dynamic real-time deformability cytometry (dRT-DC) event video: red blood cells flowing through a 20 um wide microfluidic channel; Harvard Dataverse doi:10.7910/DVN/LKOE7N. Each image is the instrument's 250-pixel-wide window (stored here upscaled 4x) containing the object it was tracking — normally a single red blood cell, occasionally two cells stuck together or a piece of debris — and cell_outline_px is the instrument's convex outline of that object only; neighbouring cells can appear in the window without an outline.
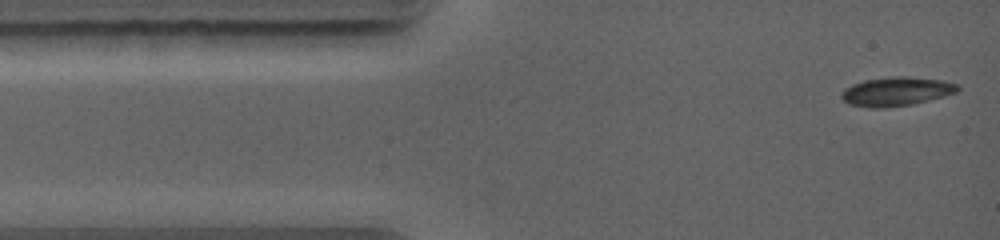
{"species": "common noctule bat (a hibernating species)", "species_latin": "Nyctalus noctula", "temperature_condition": "warm", "stored_images_in_passage": 4, "segment_of_instrument_passage": [1, 2], "camera_frame_rate_fps": 5000, "um_per_image_px": 0.085, "animal": {"sex": "female", "body_mass_g": 19.0, "forearm_length_mm": 56.7}, "frame": {"image": 1, "passage_image": 1, "time_ms": 0.0, "image_size_px": [1000, 240], "cell_outline_px": [[960, 88], [956, 92], [944, 96], [912, 104], [880, 108], [868, 108], [848, 104], [840, 96], [840, 92], [844, 88], [852, 84], [864, 80], [888, 76], [904, 76], [944, 80], [960, 84]], "centroid_in_image_um": [76.17, 7.76], "position_along_channel_um": 8.8, "area_um2": 19.83}}
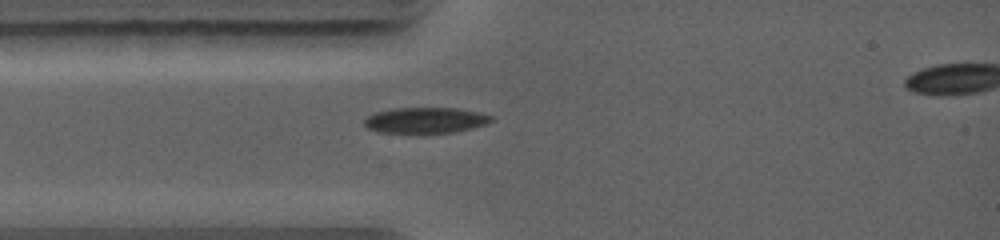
{"frame": {"image": 2, "passage_image": 3, "time_ms": 2.2, "image_size_px": [1000, 240], "cell_outline_px": [[492, 120], [488, 124], [456, 132], [424, 136], [376, 132], [368, 128], [364, 124], [364, 120], [368, 116], [376, 112], [392, 108], [456, 108], [476, 112], [492, 116]], "centroid_in_image_um": [36.12, 10.28], "position_along_channel_um": 48.9, "area_um2": 20.0}}